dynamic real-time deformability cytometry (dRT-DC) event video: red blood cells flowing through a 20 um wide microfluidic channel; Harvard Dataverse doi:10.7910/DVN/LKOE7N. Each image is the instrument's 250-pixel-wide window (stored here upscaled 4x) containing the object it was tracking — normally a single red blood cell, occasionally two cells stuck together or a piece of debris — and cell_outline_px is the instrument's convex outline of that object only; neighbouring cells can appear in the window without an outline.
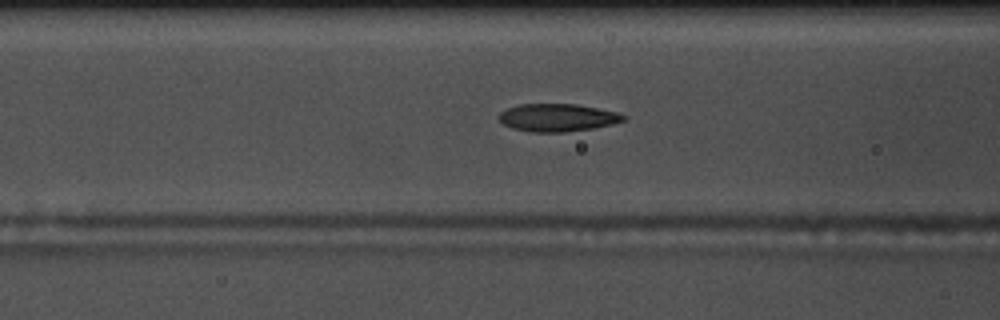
{"species": "common noctule bat (a hibernating species)", "species_latin": "Nyctalus noctula", "temperature_condition": "warm", "stored_images_in_passage": 49, "camera_frame_rate_fps": 3000, "um_per_image_px": 0.085, "animal": {"sex": "male", "body_mass_g": 17.5, "forearm_length_mm": 52.3}, "frame": {"image": 1, "passage_image": 22, "time_ms": 7.0, "image_size_px": [1000, 320], "cell_outline_px": [[628, 116], [624, 120], [612, 124], [592, 128], [564, 132], [532, 132], [512, 128], [504, 124], [496, 116], [500, 112], [508, 108], [520, 104], [576, 104], [600, 108], [616, 112]], "centroid_in_image_um": [47.38, 9.99], "position_along_channel_um": 119.2, "area_um2": 20.11}}
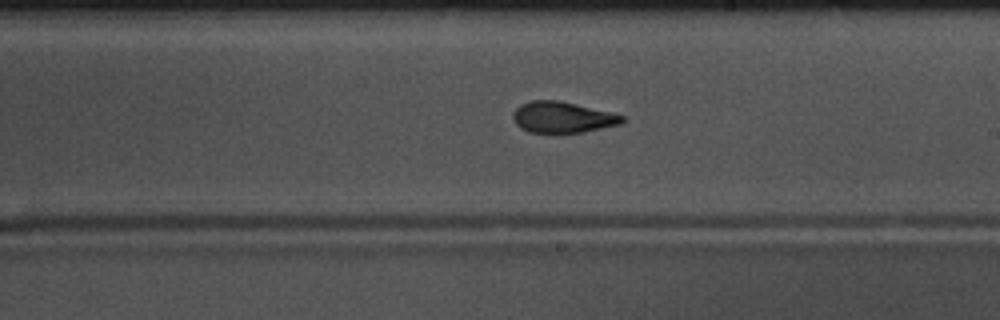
{"frame": {"image": 2, "passage_image": 32, "time_ms": 10.333, "image_size_px": [1000, 320], "cell_outline_px": [[628, 120], [620, 124], [584, 132], [528, 132], [520, 128], [516, 124], [512, 116], [512, 112], [520, 104], [528, 100], [560, 100], [624, 116]], "centroid_in_image_um": [47.78, 9.96], "position_along_channel_um": 241.2, "area_um2": 19.77}}
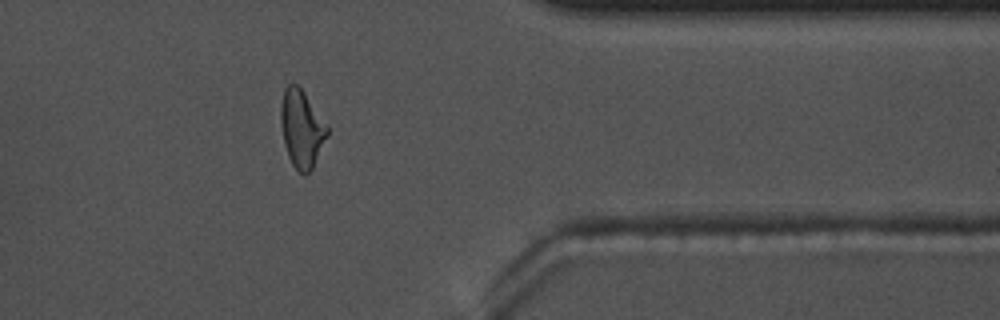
{"frame": {"image": 3, "passage_image": 45, "time_ms": 14.667, "image_size_px": [1000, 320], "cell_outline_px": [[328, 136], [312, 168], [304, 176], [292, 164], [288, 156], [284, 144], [280, 120], [280, 108], [284, 88], [288, 84], [296, 84], [304, 92], [328, 124]], "centroid_in_image_um": [25.65, 10.92], "position_along_channel_um": 385.8, "area_um2": 21.04}}